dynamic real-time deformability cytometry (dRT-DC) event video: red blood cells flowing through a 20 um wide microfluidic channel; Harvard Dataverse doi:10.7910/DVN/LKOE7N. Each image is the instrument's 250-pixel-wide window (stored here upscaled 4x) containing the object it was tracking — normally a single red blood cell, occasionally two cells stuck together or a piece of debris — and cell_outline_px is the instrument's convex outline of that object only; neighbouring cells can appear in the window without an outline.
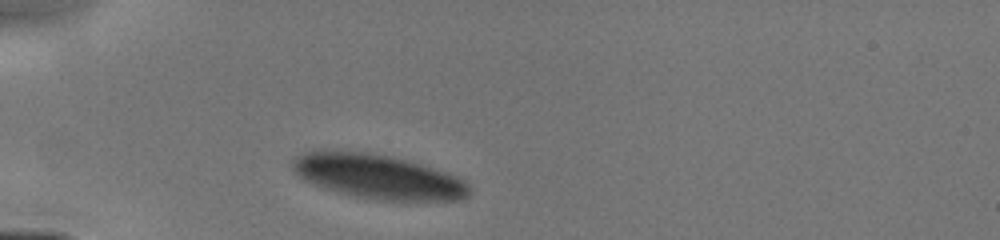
{"species": "human", "species_latin": "Homo sapiens", "temperature_condition": "cold", "stored_images_in_passage": 1, "camera_frame_rate_fps": 3000, "um_per_image_px": 0.085, "donor": {"sex": "male"}, "frame": {"image": 1, "passage_image": 1, "time_ms": 0.0, "image_size_px": [1000, 240], "cell_outline_px": [[468, 196], [460, 200], [376, 200], [352, 196], [324, 188], [304, 180], [292, 168], [292, 160], [300, 152], [324, 148], [372, 152], [392, 156], [420, 164], [456, 176], [464, 180], [468, 184]], "centroid_in_image_um": [32.03, 14.97], "position_along_channel_um": 53.0, "area_um2": 46.24}}